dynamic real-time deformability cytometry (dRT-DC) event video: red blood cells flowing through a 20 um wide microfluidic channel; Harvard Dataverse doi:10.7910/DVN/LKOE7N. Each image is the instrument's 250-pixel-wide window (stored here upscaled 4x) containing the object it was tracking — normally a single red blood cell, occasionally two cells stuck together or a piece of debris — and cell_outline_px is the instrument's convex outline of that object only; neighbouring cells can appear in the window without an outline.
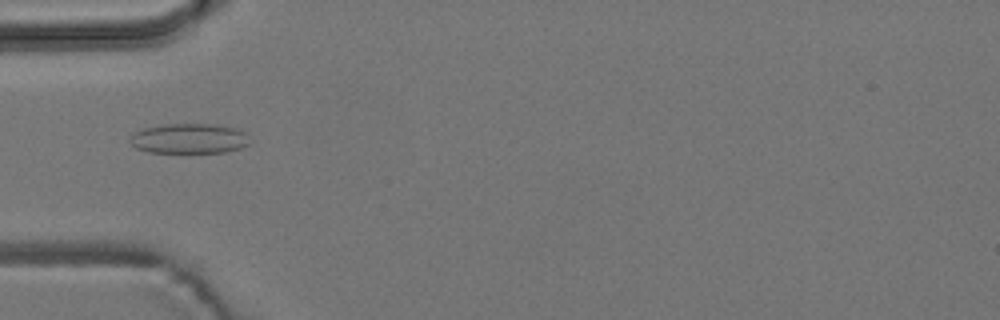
{"species": "common noctule bat (a hibernating species)", "species_latin": "Nyctalus noctula", "temperature_condition": "room temperature", "stored_images_in_passage": 5, "camera_frame_rate_fps": 3000, "um_per_image_px": 0.085, "animal": {"sex": "male", "body_mass_g": 19.2, "forearm_length_mm": 51.8}, "frame": {"image": 1, "passage_image": 5, "time_ms": 4.667, "image_size_px": [1000, 320], "cell_outline_px": [[252, 140], [248, 144], [240, 148], [224, 152], [148, 152], [136, 148], [128, 140], [132, 132], [144, 128], [164, 124], [216, 124], [236, 128], [244, 132]], "centroid_in_image_um": [16.07, 11.77], "position_along_channel_um": 68.9, "area_um2": 21.1}}